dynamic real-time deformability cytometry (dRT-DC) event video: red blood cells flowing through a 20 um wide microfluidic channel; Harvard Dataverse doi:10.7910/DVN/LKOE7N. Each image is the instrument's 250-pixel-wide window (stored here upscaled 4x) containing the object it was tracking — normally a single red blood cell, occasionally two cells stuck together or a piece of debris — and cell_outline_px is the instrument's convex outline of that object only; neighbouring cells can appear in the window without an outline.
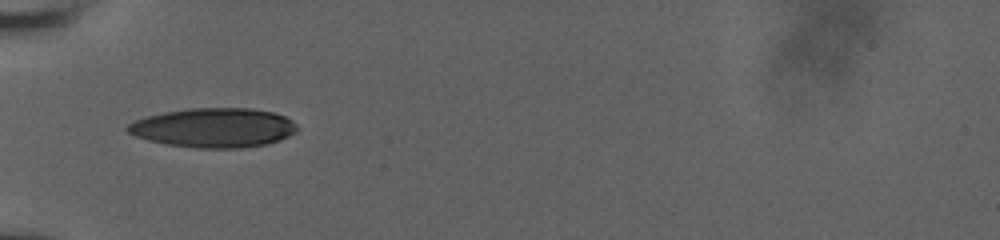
{"species": "human", "species_latin": "Homo sapiens", "temperature_condition": "room temperature", "stored_images_in_passage": 33, "camera_frame_rate_fps": 3000, "um_per_image_px": 0.085, "donor": {"sex": "male"}, "frame": {"image": 1, "passage_image": 1, "time_ms": 0.0, "image_size_px": [1000, 240], "cell_outline_px": [[300, 128], [296, 132], [280, 140], [264, 144], [240, 148], [196, 148], [168, 144], [148, 140], [136, 136], [128, 132], [124, 128], [128, 124], [136, 120], [148, 116], [164, 112], [188, 108], [252, 108], [272, 112], [284, 116], [292, 120]], "centroid_in_image_um": [18.18, 10.85], "position_along_channel_um": 66.8, "area_um2": 38.9}}
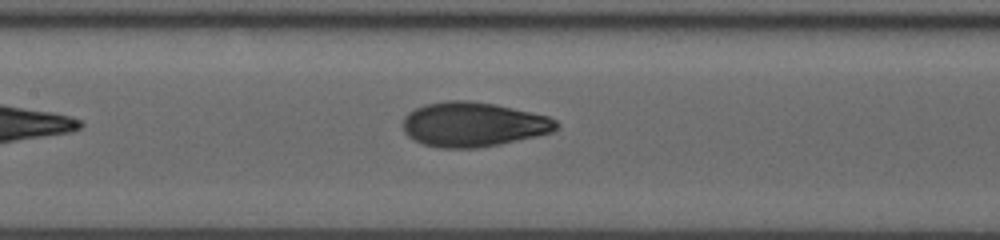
{"frame": {"image": 2, "passage_image": 9, "time_ms": 2.667, "image_size_px": [1000, 240], "cell_outline_px": [[560, 124], [552, 132], [536, 136], [500, 144], [476, 148], [440, 148], [424, 144], [412, 140], [404, 132], [404, 116], [408, 112], [424, 104], [448, 100], [468, 100], [496, 104], [548, 116], [556, 120]], "centroid_in_image_um": [40.21, 10.57], "position_along_channel_um": 167.2, "area_um2": 39.94}}
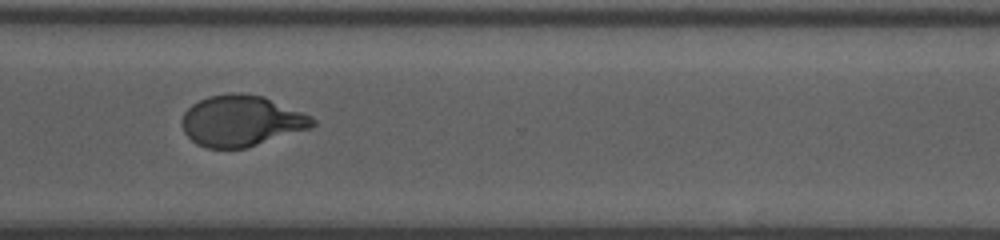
{"frame": {"image": 3, "passage_image": 23, "time_ms": 7.333, "image_size_px": [1000, 240], "cell_outline_px": [[316, 124], [312, 128], [248, 148], [208, 148], [196, 144], [184, 132], [180, 124], [184, 112], [192, 104], [208, 96], [228, 92], [240, 92], [264, 96], [300, 112], [316, 120]], "centroid_in_image_um": [20.49, 10.28], "position_along_channel_um": 350.1, "area_um2": 39.02}, "authors_computed_cell_mechanics": {"area_um2": 39.0728, "velocity_mm_per_s": 3.9315, "shape_relaxation_time_tau1_ms": 4.3802, "shape_relaxation_time_tau2_ms": 0.8333, "deformation_change_tau1": 0.192, "deformation_change_tau2": 0.0623}}